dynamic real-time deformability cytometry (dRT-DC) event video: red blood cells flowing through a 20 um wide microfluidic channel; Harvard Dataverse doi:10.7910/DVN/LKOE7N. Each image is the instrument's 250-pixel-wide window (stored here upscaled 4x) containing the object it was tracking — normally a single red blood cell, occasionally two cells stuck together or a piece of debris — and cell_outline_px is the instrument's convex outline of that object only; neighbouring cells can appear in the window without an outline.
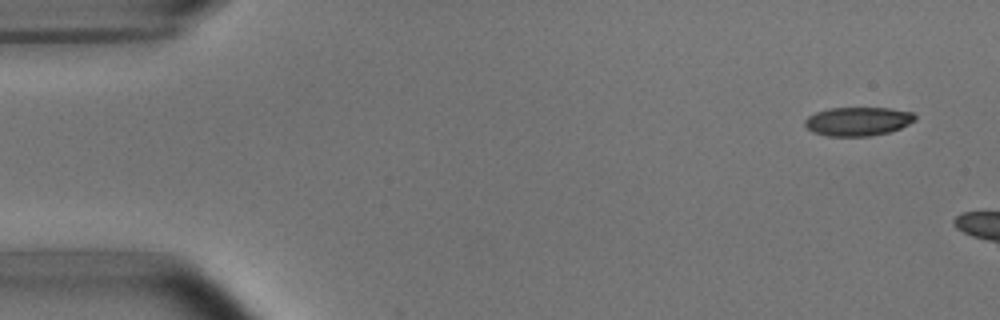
{"species": "common noctule bat (a hibernating species)", "species_latin": "Nyctalus noctula", "temperature_condition": "room temperature", "stored_images_in_passage": 3, "camera_frame_rate_fps": 3000, "um_per_image_px": 0.085, "animal": {"sex": "male", "body_mass_g": 15.6}, "frame": {"image": 1, "passage_image": 1, "time_ms": 0.0, "image_size_px": [1000, 320], "cell_outline_px": [[916, 120], [900, 128], [888, 132], [868, 136], [828, 136], [812, 132], [804, 124], [804, 120], [808, 116], [816, 112], [828, 108], [888, 108], [912, 112], [916, 116]], "centroid_in_image_um": [72.9, 10.31], "position_along_channel_um": 12.1, "area_um2": 18.44}}